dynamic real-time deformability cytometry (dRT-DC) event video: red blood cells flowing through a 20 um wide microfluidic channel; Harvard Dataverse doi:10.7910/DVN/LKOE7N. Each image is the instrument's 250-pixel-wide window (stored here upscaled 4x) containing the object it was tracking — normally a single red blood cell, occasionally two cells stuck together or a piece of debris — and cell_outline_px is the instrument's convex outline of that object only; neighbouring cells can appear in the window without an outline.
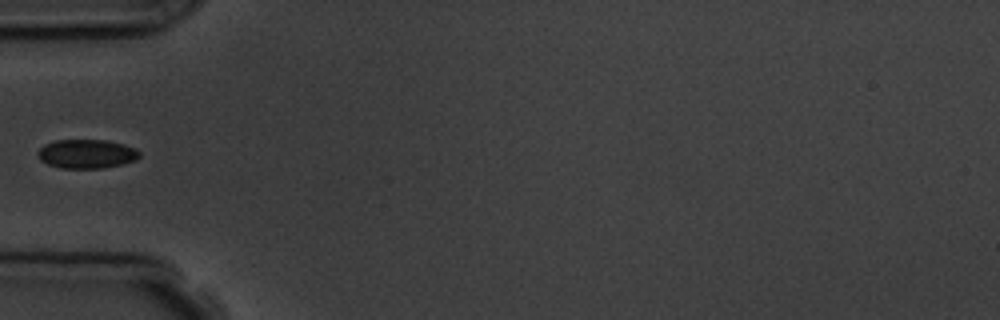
{"species": "common noctule bat (a hibernating species)", "species_latin": "Nyctalus noctula", "temperature_condition": "room temperature", "stored_images_in_passage": 4, "camera_frame_rate_fps": 3000, "um_per_image_px": 0.085, "animal": {"sex": "male", "body_mass_g": 19.5, "forearm_length_mm": 54.6}, "frame": {"image": 1, "passage_image": 4, "time_ms": 3.333, "image_size_px": [1000, 320], "cell_outline_px": [[140, 156], [136, 160], [120, 164], [100, 168], [60, 168], [48, 164], [40, 160], [36, 152], [44, 144], [56, 140], [108, 140], [124, 144], [136, 148], [140, 152]], "centroid_in_image_um": [7.35, 13.07], "position_along_channel_um": 77.6, "area_um2": 17.22}}